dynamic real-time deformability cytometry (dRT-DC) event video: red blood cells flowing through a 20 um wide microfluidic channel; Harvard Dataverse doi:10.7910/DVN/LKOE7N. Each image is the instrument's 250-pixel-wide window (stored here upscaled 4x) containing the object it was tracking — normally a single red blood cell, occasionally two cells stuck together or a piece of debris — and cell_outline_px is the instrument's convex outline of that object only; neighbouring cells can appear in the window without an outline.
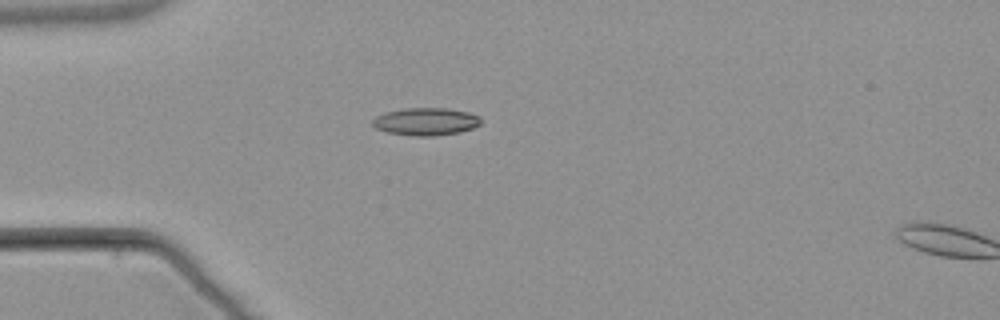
{"species": "common noctule bat (a hibernating species)", "species_latin": "Nyctalus noctula", "temperature_condition": "warm", "stored_images_in_passage": 6, "camera_frame_rate_fps": 3000, "um_per_image_px": 0.085, "animal": {"sex": "male", "body_mass_g": 21.5, "forearm_length_mm": 52.0}, "frame": {"image": 1, "passage_image": 5, "time_ms": 4.667, "image_size_px": [1000, 320], "cell_outline_px": [[480, 124], [472, 128], [460, 132], [432, 136], [416, 136], [388, 132], [376, 128], [372, 124], [372, 120], [376, 116], [388, 112], [404, 108], [448, 108], [468, 112], [480, 116]], "centroid_in_image_um": [36.21, 10.33], "position_along_channel_um": 48.8, "area_um2": 17.28}}